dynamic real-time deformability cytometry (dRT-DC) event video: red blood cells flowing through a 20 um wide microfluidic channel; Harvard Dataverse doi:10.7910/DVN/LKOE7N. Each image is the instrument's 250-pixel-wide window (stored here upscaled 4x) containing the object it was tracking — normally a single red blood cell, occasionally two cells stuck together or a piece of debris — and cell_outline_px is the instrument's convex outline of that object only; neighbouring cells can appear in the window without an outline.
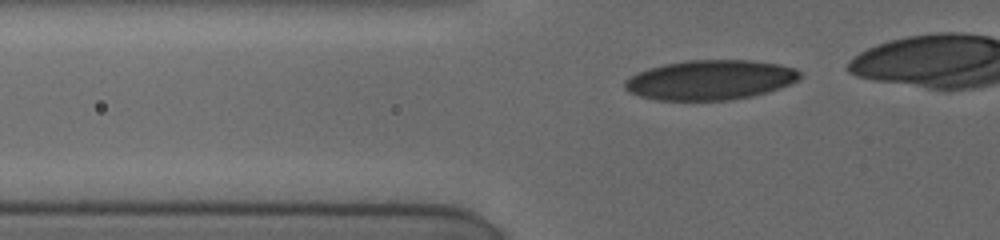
{"species": "human", "species_latin": "Homo sapiens", "temperature_condition": "cold", "stored_images_in_passage": 33, "camera_frame_rate_fps": 3000, "um_per_image_px": 0.085, "donor": {"sex": "female"}, "frame": {"image": 1, "passage_image": 10, "time_ms": 2.333, "image_size_px": [1000, 240], "cell_outline_px": [[800, 80], [780, 88], [768, 92], [752, 96], [732, 100], [656, 100], [640, 96], [624, 88], [624, 80], [636, 72], [648, 68], [664, 64], [688, 60], [752, 60], [780, 64], [796, 68], [800, 72]], "centroid_in_image_um": [60.39, 6.79], "position_along_channel_um": 65.4, "area_um2": 40.86}}
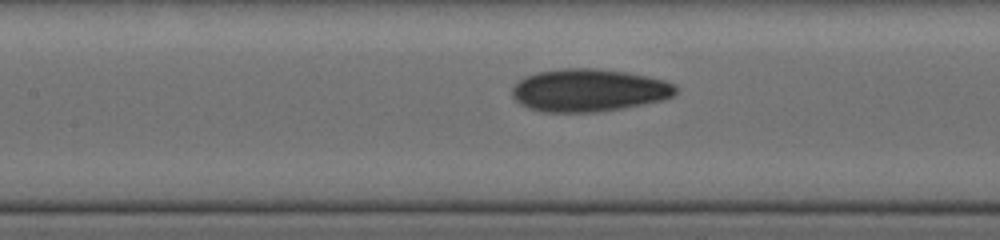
{"frame": {"image": 2, "passage_image": 21, "time_ms": 5.0, "image_size_px": [1000, 240], "cell_outline_px": [[680, 88], [672, 96], [664, 100], [624, 108], [596, 112], [540, 112], [528, 108], [520, 104], [512, 96], [512, 88], [524, 76], [536, 72], [560, 68], [596, 68], [624, 72], [648, 76], [664, 80], [676, 84]], "centroid_in_image_um": [50.06, 7.67], "position_along_channel_um": 157.3, "area_um2": 41.1}}
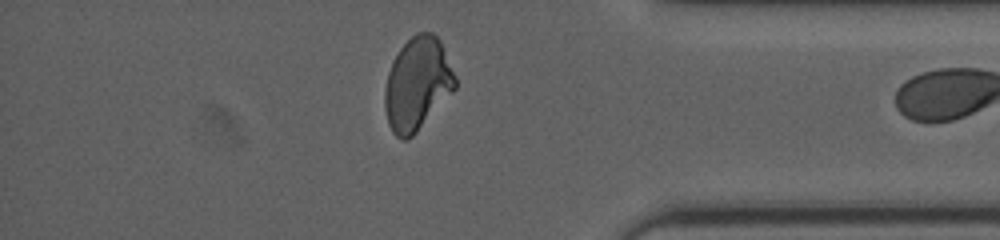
{"frame": {"image": 3, "passage_image": 32, "time_ms": 11.667, "image_size_px": [1000, 240], "cell_outline_px": [[456, 88], [416, 132], [408, 140], [400, 140], [392, 132], [388, 124], [384, 108], [384, 92], [388, 72], [392, 60], [400, 48], [416, 32], [432, 32], [440, 40], [456, 76]], "centroid_in_image_um": [35.46, 7.14], "position_along_channel_um": 399.7, "area_um2": 38.15}}